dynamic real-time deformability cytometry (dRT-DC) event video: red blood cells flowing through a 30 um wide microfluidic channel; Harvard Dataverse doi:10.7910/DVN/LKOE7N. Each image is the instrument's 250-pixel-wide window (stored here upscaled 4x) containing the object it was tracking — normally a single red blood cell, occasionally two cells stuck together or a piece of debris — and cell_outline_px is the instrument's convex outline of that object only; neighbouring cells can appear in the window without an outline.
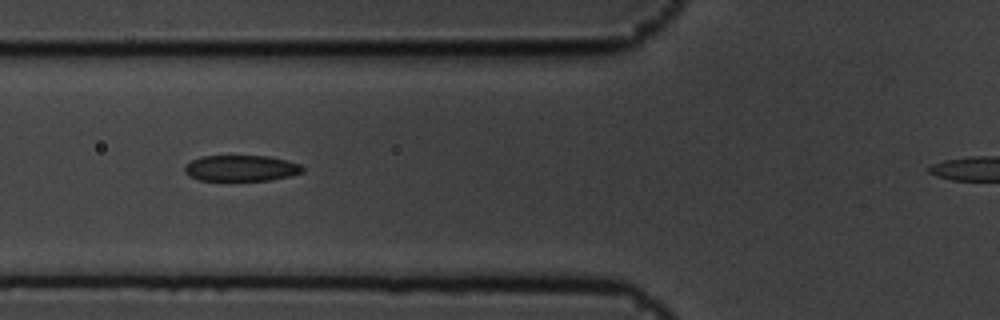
{"species": "common noctule bat (a hibernating species)", "species_latin": "Nyctalus noctula", "temperature_condition": "cold", "stored_images_in_passage": 9, "camera_frame_rate_fps": 3000, "um_per_image_px": 0.085, "animal": {"sex": "male", "body_mass_g": 19.5, "forearm_length_mm": 54.6}, "frame": {"image": 1, "passage_image": 6, "time_ms": 1.667, "image_size_px": [1000, 320], "cell_outline_px": [[304, 172], [288, 176], [268, 180], [200, 180], [188, 176], [184, 172], [184, 164], [200, 156], [268, 156], [300, 164], [304, 168]], "centroid_in_image_um": [20.44, 14.29], "position_along_channel_um": 105.4, "area_um2": 17.8}}
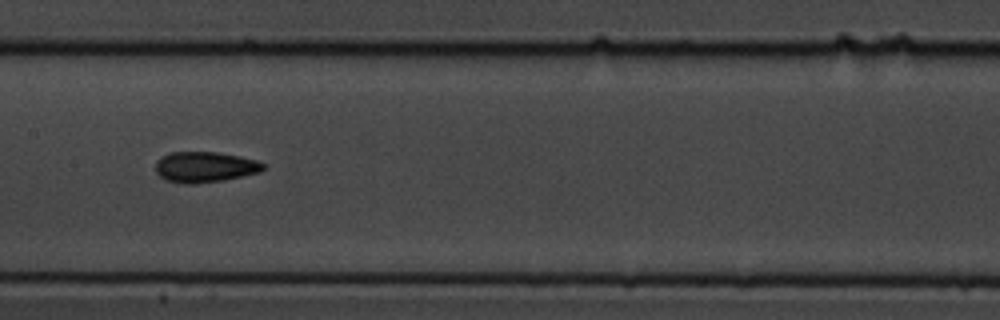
{"frame": {"image": 2, "passage_image": 8, "time_ms": 2.333, "image_size_px": [1000, 320], "cell_outline_px": [[264, 168], [260, 172], [224, 180], [192, 184], [184, 184], [164, 180], [156, 172], [156, 160], [172, 152], [216, 152], [240, 156], [256, 160], [264, 164]], "centroid_in_image_um": [17.4, 14.2], "position_along_channel_um": 190.0, "area_um2": 19.19}}
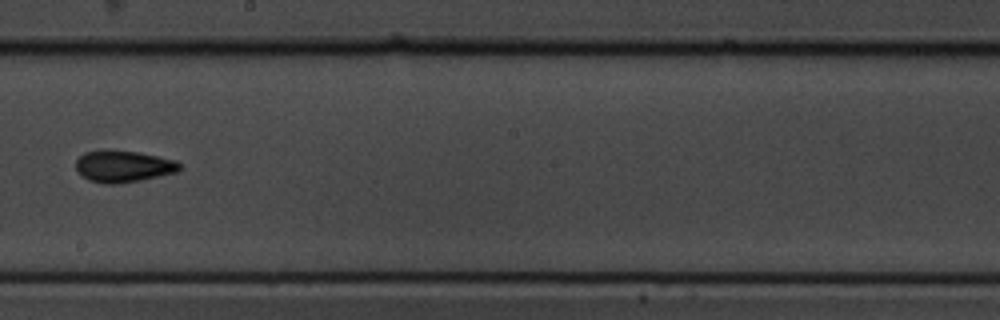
{"frame": {"image": 3, "passage_image": 9, "time_ms": 2.667, "image_size_px": [1000, 320], "cell_outline_px": [[180, 172], [140, 180], [116, 184], [104, 184], [88, 180], [80, 176], [76, 172], [76, 160], [84, 152], [140, 152], [176, 160], [180, 164]], "centroid_in_image_um": [10.5, 14.18], "position_along_channel_um": 237.7, "area_um2": 18.96}}